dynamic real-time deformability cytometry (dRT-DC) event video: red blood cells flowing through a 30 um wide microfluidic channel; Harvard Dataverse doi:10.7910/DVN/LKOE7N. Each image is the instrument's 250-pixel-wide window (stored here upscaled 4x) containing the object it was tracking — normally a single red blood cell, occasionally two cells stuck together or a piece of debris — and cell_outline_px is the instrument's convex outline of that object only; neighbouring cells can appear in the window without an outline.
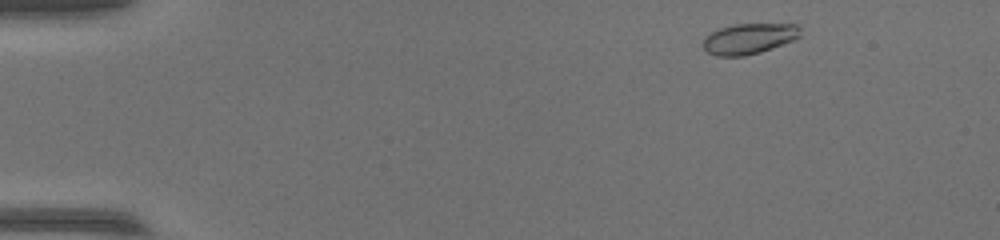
{"species": "common noctule bat (a hibernating species)", "species_latin": "Nyctalus noctula", "temperature_condition": "warm", "stored_images_in_passage": 47, "camera_frame_rate_fps": 3000, "um_per_image_px": 0.085, "animal": {"sex": "female", "body_mass_g": 17.0, "forearm_length_mm": 48.0}, "frame": {"image": 1, "passage_image": 1, "time_ms": 0.0, "image_size_px": [1000, 240], "cell_outline_px": [[800, 36], [796, 40], [760, 52], [744, 56], [716, 56], [708, 52], [704, 48], [704, 36], [720, 28], [732, 24], [796, 24], [800, 28]], "centroid_in_image_um": [63.68, 3.28], "position_along_channel_um": 21.3, "area_um2": 17.4}}
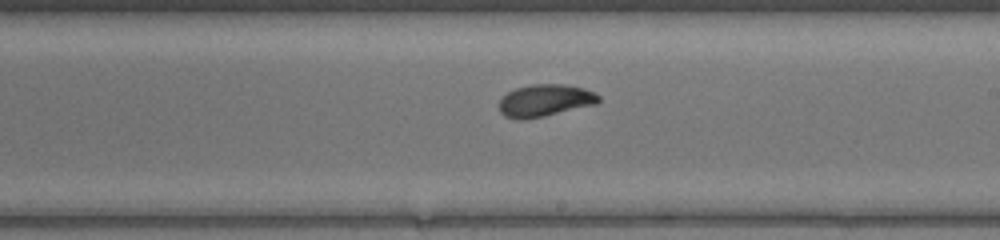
{"frame": {"image": 2, "passage_image": 26, "time_ms": 8.333, "image_size_px": [1000, 240], "cell_outline_px": [[600, 100], [596, 104], [544, 116], [520, 120], [504, 116], [500, 112], [500, 96], [516, 88], [532, 84], [564, 84], [584, 88], [600, 96]], "centroid_in_image_um": [46.3, 8.54], "position_along_channel_um": 242.7, "area_um2": 18.61}}
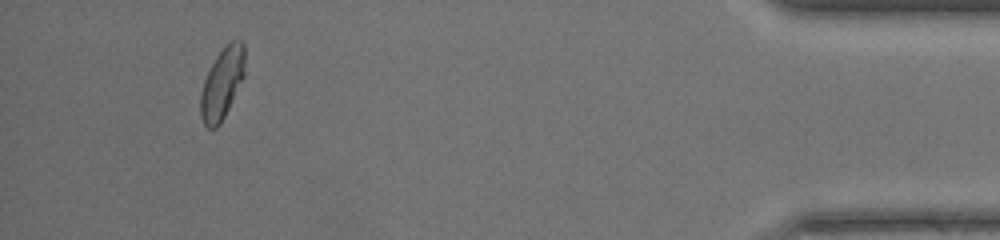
{"frame": {"image": 3, "passage_image": 44, "time_ms": 14.333, "image_size_px": [1000, 240], "cell_outline_px": [[244, 76], [220, 124], [216, 128], [208, 128], [204, 124], [200, 116], [200, 92], [204, 80], [216, 56], [232, 40], [240, 40], [244, 44]], "centroid_in_image_um": [18.86, 7.11], "position_along_channel_um": 416.3, "area_um2": 18.03}}